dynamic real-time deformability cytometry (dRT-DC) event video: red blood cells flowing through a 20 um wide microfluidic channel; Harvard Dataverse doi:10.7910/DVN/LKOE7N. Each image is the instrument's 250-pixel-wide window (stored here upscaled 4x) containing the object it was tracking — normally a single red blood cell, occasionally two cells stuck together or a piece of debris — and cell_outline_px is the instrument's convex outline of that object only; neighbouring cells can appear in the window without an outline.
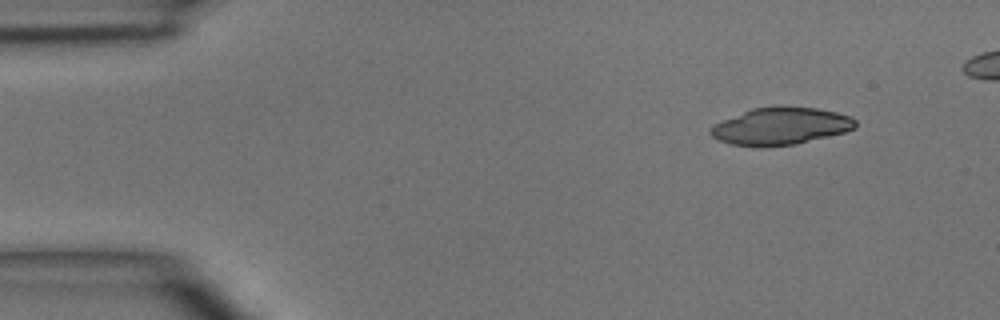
{"species": "common noctule bat (a hibernating species)", "species_latin": "Nyctalus noctula", "temperature_condition": "room temperature", "stored_images_in_passage": 5, "segment_of_instrument_passage": [2, 2], "camera_frame_rate_fps": 3000, "um_per_image_px": 0.085, "animal": {"sex": "male", "body_mass_g": 15.6}, "frame": {"image": 1, "passage_image": 5, "time_ms": 4.667, "image_size_px": [1000, 320], "cell_outline_px": [[856, 128], [844, 132], [796, 144], [760, 148], [732, 144], [720, 140], [712, 136], [708, 132], [716, 124], [724, 120], [752, 108], [816, 108], [836, 112], [848, 116], [856, 120]], "centroid_in_image_um": [66.37, 10.76], "position_along_channel_um": 18.6, "area_um2": 30.75}}